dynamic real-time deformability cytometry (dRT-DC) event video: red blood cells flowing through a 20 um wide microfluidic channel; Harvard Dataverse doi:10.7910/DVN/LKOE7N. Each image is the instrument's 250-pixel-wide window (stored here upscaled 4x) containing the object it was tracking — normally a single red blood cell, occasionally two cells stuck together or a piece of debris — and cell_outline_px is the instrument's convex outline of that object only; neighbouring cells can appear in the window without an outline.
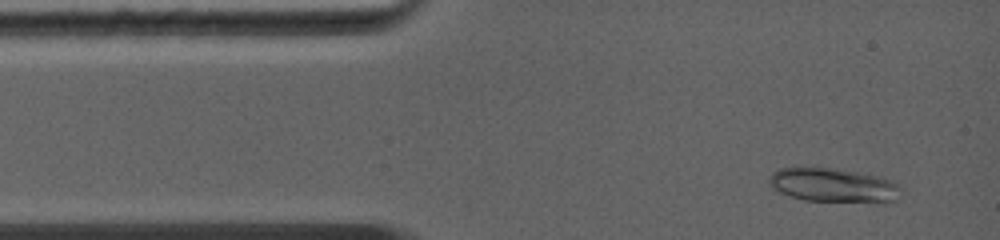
{"species": "common noctule bat (a hibernating species)", "species_latin": "Nyctalus noctula", "temperature_condition": "warm", "stored_images_in_passage": 4, "camera_frame_rate_fps": 5000, "um_per_image_px": 0.085, "animal": {"sex": "female", "body_mass_g": 19.0, "forearm_length_mm": 56.7}, "frame": {"image": 1, "passage_image": 1, "time_ms": 0.0, "image_size_px": [1000, 240], "cell_outline_px": [[904, 188], [896, 200], [804, 200], [780, 192], [768, 184], [768, 180], [772, 172], [780, 168], [828, 168], [856, 172], [876, 176], [888, 180]], "centroid_in_image_um": [70.77, 15.71], "position_along_channel_um": 14.2, "area_um2": 25.03}}